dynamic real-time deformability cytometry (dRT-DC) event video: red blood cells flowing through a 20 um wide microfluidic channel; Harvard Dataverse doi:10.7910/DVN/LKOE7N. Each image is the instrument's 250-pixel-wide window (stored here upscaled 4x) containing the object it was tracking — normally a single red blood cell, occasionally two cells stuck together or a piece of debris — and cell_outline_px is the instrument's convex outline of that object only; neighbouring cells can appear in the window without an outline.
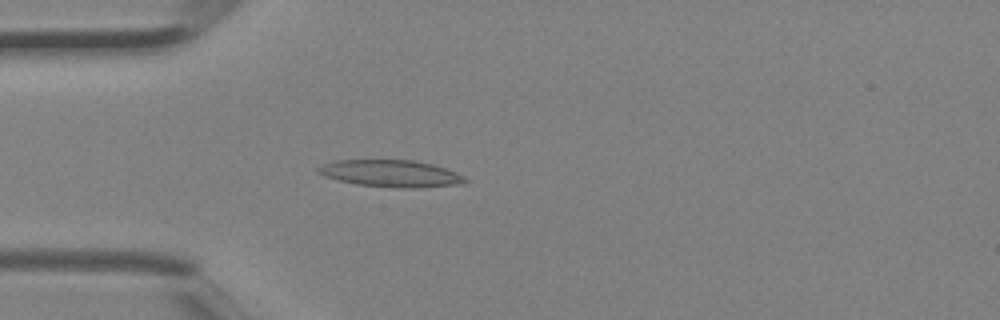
{"species": "Egyptian fruit bat (a non-hibernating species)", "species_latin": "Rousettus aegyptiacus", "temperature_condition": "room temperature", "stored_images_in_passage": 3, "camera_frame_rate_fps": 3000, "um_per_image_px": 0.085, "animal": {"sex": "female"}, "frame": {"image": 1, "passage_image": 3, "time_ms": 0.667, "image_size_px": [1000, 320], "cell_outline_px": [[468, 180], [464, 184], [416, 188], [400, 188], [356, 184], [324, 176], [316, 172], [316, 168], [324, 164], [336, 160], [412, 160], [432, 164], [444, 168], [464, 176]], "centroid_in_image_um": [33.23, 14.75], "position_along_channel_um": 51.8, "area_um2": 23.0}}